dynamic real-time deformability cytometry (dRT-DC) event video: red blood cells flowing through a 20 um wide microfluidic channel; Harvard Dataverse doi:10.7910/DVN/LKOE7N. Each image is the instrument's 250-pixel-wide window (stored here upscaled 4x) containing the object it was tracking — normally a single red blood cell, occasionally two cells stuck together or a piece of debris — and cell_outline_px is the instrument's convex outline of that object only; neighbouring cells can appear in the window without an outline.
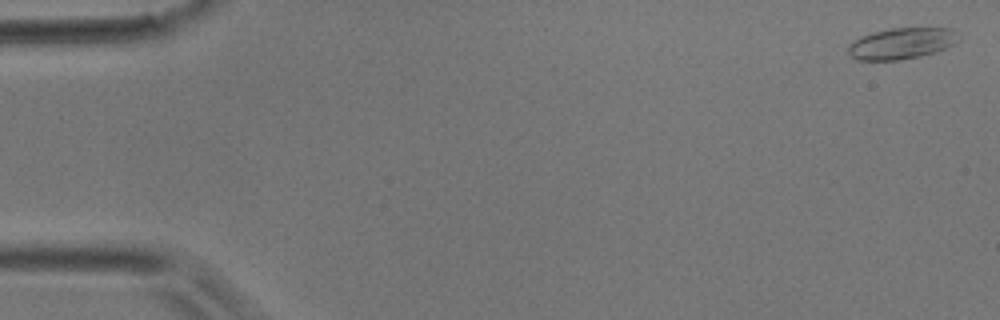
{"species": "common noctule bat (a hibernating species)", "species_latin": "Nyctalus noctula", "temperature_condition": "room temperature", "stored_images_in_passage": 31, "camera_frame_rate_fps": 3000, "um_per_image_px": 0.085, "animal": {"sex": "male", "body_mass_g": 17.9}, "frame": {"image": 1, "passage_image": 1, "time_ms": 0.0, "image_size_px": [1000, 320], "cell_outline_px": [[956, 40], [952, 44], [936, 52], [920, 56], [900, 60], [856, 60], [848, 56], [848, 48], [852, 40], [860, 36], [872, 32], [892, 28], [952, 28]], "centroid_in_image_um": [76.52, 3.7], "position_along_channel_um": 8.5, "area_um2": 19.94}}
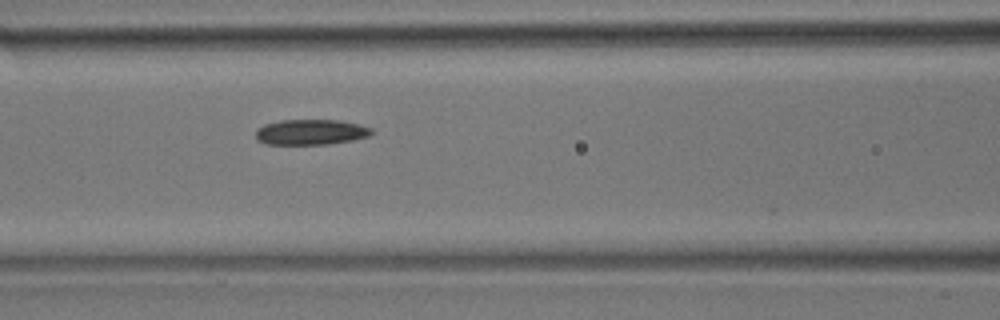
{"frame": {"image": 2, "passage_image": 19, "time_ms": 6.0, "image_size_px": [1000, 320], "cell_outline_px": [[372, 132], [368, 136], [352, 140], [328, 144], [264, 144], [256, 140], [256, 132], [264, 124], [280, 120], [340, 120], [360, 124], [372, 128]], "centroid_in_image_um": [26.41, 11.22], "position_along_channel_um": 140.2, "area_um2": 17.17}}
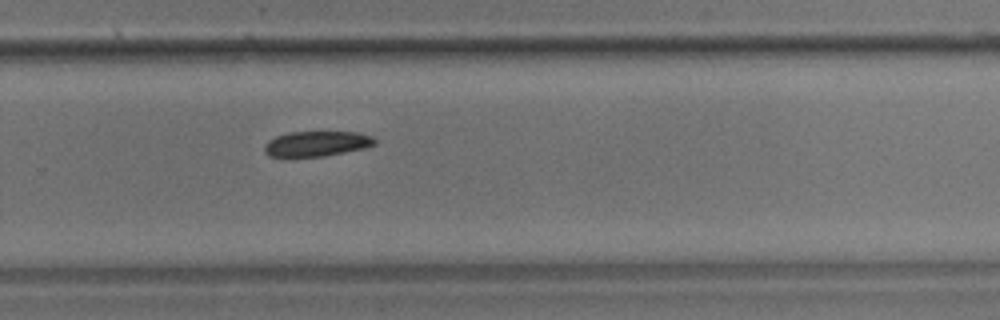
{"frame": {"image": 3, "passage_image": 30, "time_ms": 9.667, "image_size_px": [1000, 320], "cell_outline_px": [[376, 144], [364, 148], [324, 156], [268, 156], [264, 152], [264, 144], [268, 140], [276, 136], [288, 132], [356, 132], [372, 136], [376, 140]], "centroid_in_image_um": [26.9, 12.21], "position_along_channel_um": 302.9, "area_um2": 16.13}}